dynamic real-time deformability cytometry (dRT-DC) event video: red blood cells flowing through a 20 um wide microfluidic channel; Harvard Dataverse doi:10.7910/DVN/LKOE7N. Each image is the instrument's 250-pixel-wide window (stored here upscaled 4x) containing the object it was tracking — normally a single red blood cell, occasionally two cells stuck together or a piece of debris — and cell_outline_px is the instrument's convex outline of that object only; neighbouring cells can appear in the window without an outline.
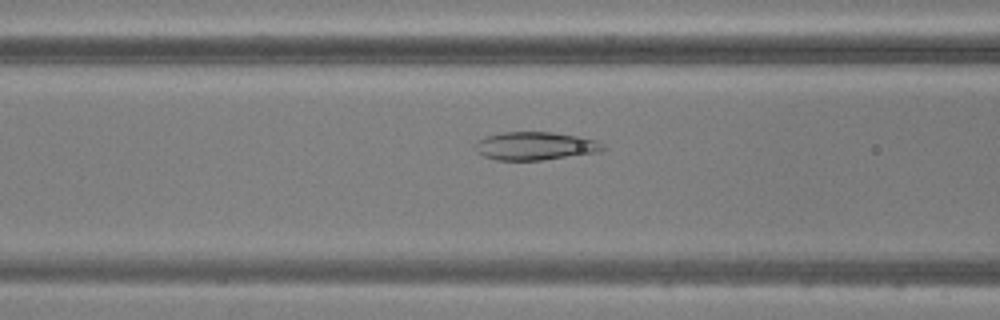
{"species": "common noctule bat (a hibernating species)", "species_latin": "Nyctalus noctula", "temperature_condition": "warm", "stored_images_in_passage": 47, "camera_frame_rate_fps": 3000, "um_per_image_px": 0.085, "animal": {"sex": "male", "body_mass_g": 20.5, "forearm_length_mm": 52.5}, "frame": {"image": 1, "passage_image": 16, "time_ms": 5.0, "image_size_px": [1000, 320], "cell_outline_px": [[604, 148], [600, 152], [540, 160], [496, 160], [484, 156], [476, 148], [476, 144], [480, 140], [488, 136], [500, 132], [552, 132], [576, 136], [596, 140], [604, 144]], "centroid_in_image_um": [45.53, 12.4], "position_along_channel_um": 121.1, "area_um2": 20.63}}
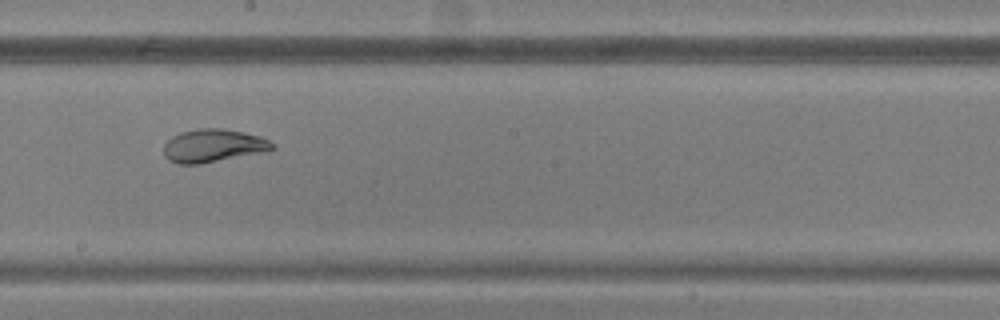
{"frame": {"image": 2, "passage_image": 24, "time_ms": 7.667, "image_size_px": [1000, 320], "cell_outline_px": [[276, 148], [268, 152], [200, 164], [180, 164], [168, 160], [164, 156], [164, 144], [172, 136], [180, 132], [196, 128], [224, 128], [244, 132], [260, 136], [276, 144]], "centroid_in_image_um": [18.16, 12.38], "position_along_channel_um": 230.0, "area_um2": 21.39}}
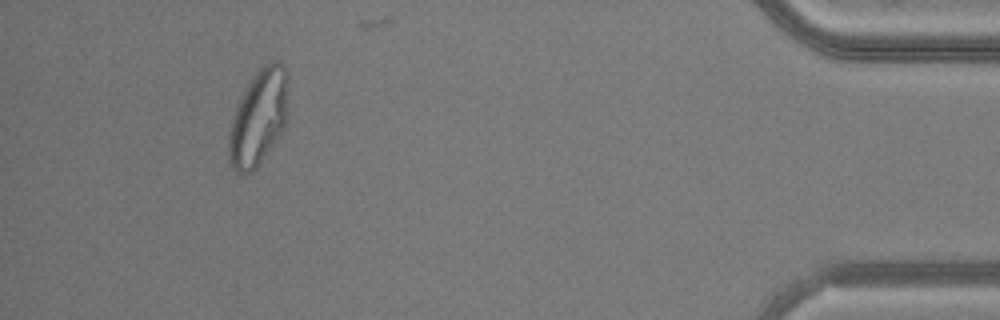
{"frame": {"image": 3, "passage_image": 42, "time_ms": 13.667, "image_size_px": [1000, 320], "cell_outline_px": [[288, 76], [284, 128], [256, 168], [252, 172], [244, 176], [236, 172], [232, 168], [228, 156], [228, 136], [232, 116], [244, 88], [252, 76], [260, 68], [272, 60], [276, 60], [288, 72]], "centroid_in_image_um": [21.93, 10.01], "position_along_channel_um": 413.3, "area_um2": 33.12}}